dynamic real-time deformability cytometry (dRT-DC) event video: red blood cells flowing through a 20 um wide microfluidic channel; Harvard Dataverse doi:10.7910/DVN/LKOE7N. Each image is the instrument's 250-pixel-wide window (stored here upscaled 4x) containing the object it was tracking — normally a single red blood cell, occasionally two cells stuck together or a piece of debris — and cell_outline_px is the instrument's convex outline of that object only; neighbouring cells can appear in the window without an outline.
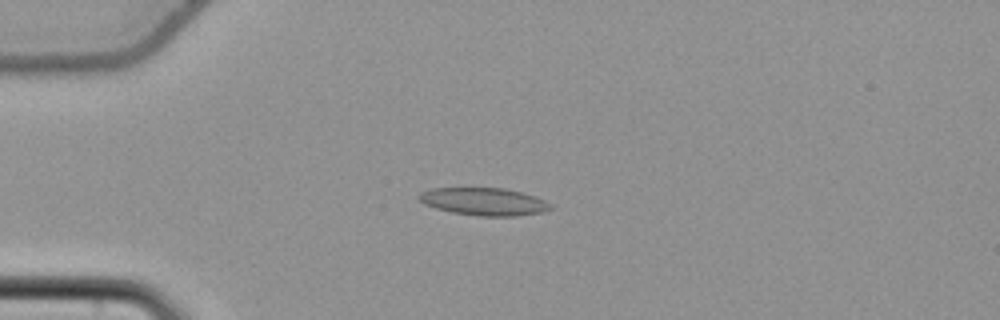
{"species": "common noctule bat (a hibernating species)", "species_latin": "Nyctalus noctula", "temperature_condition": "cold", "stored_images_in_passage": 54, "camera_frame_rate_fps": 3000, "um_per_image_px": 0.085, "animal": {"sex": "female", "body_mass_g": 22.7, "forearm_length_mm": 54.2}, "frame": {"image": 1, "passage_image": 14, "time_ms": 4.333, "image_size_px": [1000, 320], "cell_outline_px": [[552, 208], [544, 212], [516, 216], [480, 216], [452, 212], [436, 208], [424, 204], [416, 196], [420, 192], [432, 188], [504, 188], [536, 196], [552, 204]], "centroid_in_image_um": [41.14, 17.13], "position_along_channel_um": 43.9, "area_um2": 21.21}}
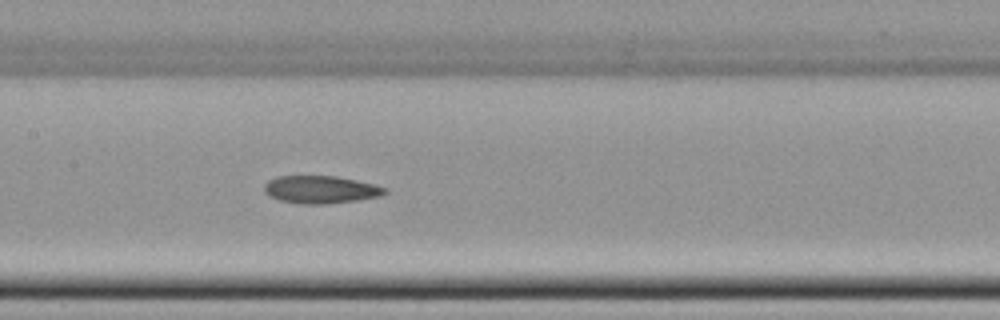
{"frame": {"image": 2, "passage_image": 27, "time_ms": 8.667, "image_size_px": [1000, 320], "cell_outline_px": [[388, 192], [380, 196], [356, 200], [320, 204], [304, 204], [280, 200], [268, 196], [264, 192], [264, 184], [268, 180], [276, 176], [336, 176], [356, 180], [388, 188]], "centroid_in_image_um": [27.23, 16.1], "position_along_channel_um": 180.2, "area_um2": 19.36}}
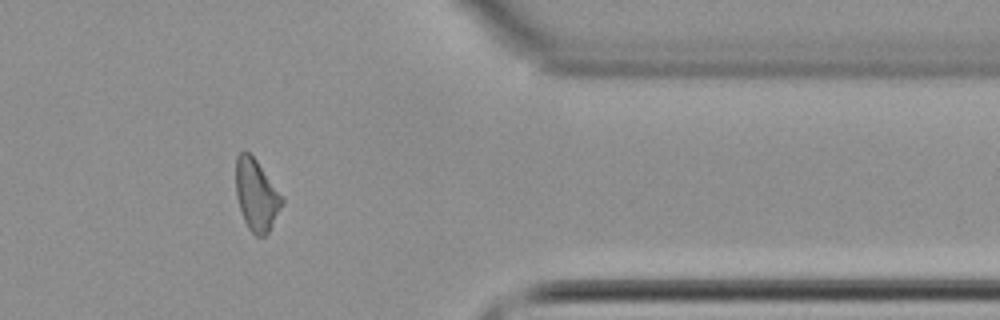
{"frame": {"image": 3, "passage_image": 45, "time_ms": 14.667, "image_size_px": [1000, 320], "cell_outline_px": [[284, 204], [268, 232], [264, 236], [256, 236], [248, 228], [244, 220], [236, 196], [236, 156], [240, 152], [248, 152], [256, 160], [284, 196]], "centroid_in_image_um": [21.82, 16.58], "position_along_channel_um": 389.6, "area_um2": 19.25}}